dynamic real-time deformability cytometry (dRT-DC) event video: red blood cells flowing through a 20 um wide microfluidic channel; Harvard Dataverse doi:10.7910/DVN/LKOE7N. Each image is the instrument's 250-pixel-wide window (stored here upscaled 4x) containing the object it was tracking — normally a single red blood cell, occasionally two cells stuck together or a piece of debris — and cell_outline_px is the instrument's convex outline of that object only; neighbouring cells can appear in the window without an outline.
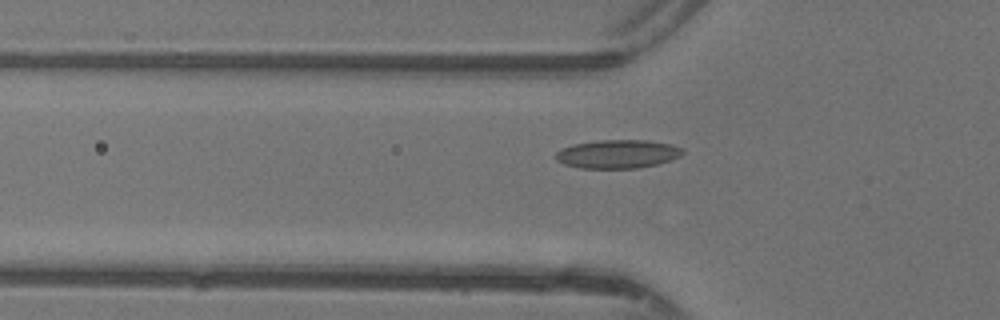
{"species": "common noctule bat (a hibernating species)", "species_latin": "Nyctalus noctula", "temperature_condition": "warm", "stored_images_in_passage": 40, "camera_frame_rate_fps": 3000, "um_per_image_px": 0.085, "animal": {"sex": "female"}, "frame": {"image": 1, "passage_image": 12, "time_ms": 3.667, "image_size_px": [1000, 320], "cell_outline_px": [[684, 152], [680, 156], [656, 164], [636, 168], [580, 168], [564, 164], [556, 160], [556, 152], [560, 148], [572, 144], [600, 140], [644, 140], [668, 144], [684, 148]], "centroid_in_image_um": [52.45, 13.08], "position_along_channel_um": 73.3, "area_um2": 20.98}}
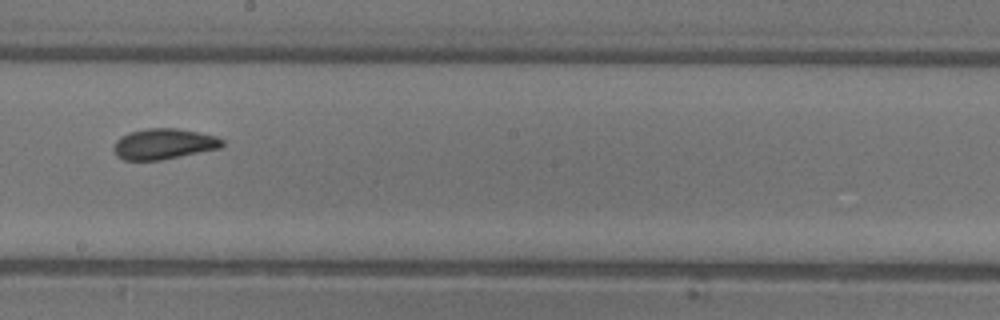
{"frame": {"image": 2, "passage_image": 23, "time_ms": 7.333, "image_size_px": [1000, 320], "cell_outline_px": [[224, 144], [220, 148], [160, 160], [124, 160], [116, 156], [112, 148], [116, 140], [120, 136], [128, 132], [148, 128], [176, 128], [216, 136], [224, 140]], "centroid_in_image_um": [13.87, 12.23], "position_along_channel_um": 234.3, "area_um2": 19.42}}
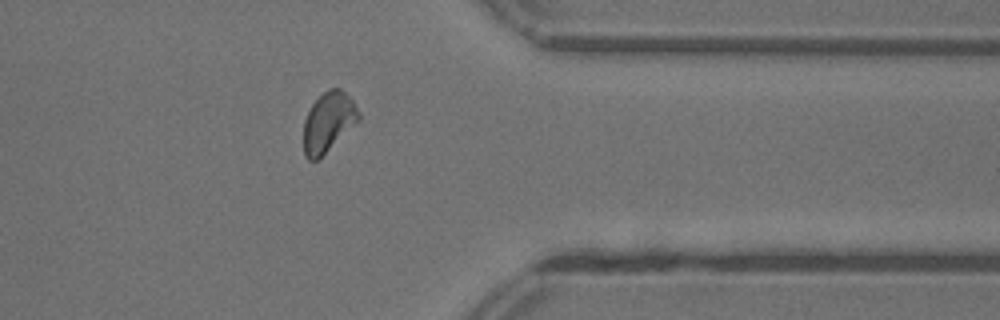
{"frame": {"image": 3, "passage_image": 34, "time_ms": 11.0, "image_size_px": [1000, 320], "cell_outline_px": [[360, 120], [320, 160], [308, 160], [304, 156], [304, 120], [312, 104], [328, 88], [340, 88], [352, 100], [360, 112]], "centroid_in_image_um": [27.92, 10.42], "position_along_channel_um": 383.5, "area_um2": 19.42}}